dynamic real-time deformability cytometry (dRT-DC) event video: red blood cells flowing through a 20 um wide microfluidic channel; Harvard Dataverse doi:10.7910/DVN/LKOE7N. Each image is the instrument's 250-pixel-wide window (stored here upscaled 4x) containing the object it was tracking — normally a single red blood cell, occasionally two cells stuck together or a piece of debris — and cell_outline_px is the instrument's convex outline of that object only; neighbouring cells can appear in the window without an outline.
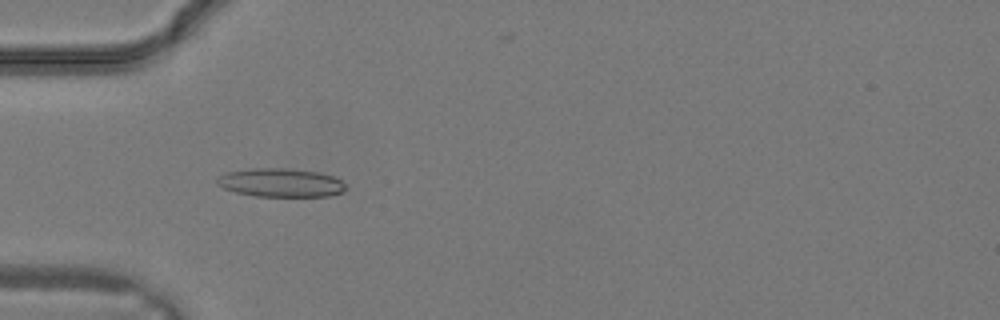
{"species": "common noctule bat (a hibernating species)", "species_latin": "Nyctalus noctula", "temperature_condition": "warm", "stored_images_in_passage": 31, "camera_frame_rate_fps": 3000, "um_per_image_px": 0.085, "animal": {"sex": "male", "body_mass_g": 19.2, "forearm_length_mm": 51.8}, "frame": {"image": 1, "passage_image": 10, "time_ms": 3.0, "image_size_px": [1000, 320], "cell_outline_px": [[348, 188], [344, 192], [328, 196], [256, 196], [236, 192], [224, 188], [216, 184], [216, 176], [228, 172], [252, 168], [284, 168], [320, 172], [332, 176], [340, 180]], "centroid_in_image_um": [23.86, 15.52], "position_along_channel_um": 61.1, "area_um2": 21.5}}
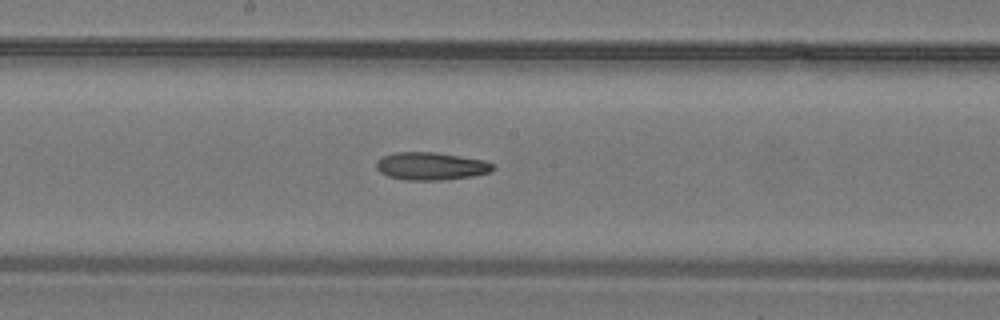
{"frame": {"image": 2, "passage_image": 17, "time_ms": 5.333, "image_size_px": [1000, 320], "cell_outline_px": [[496, 168], [492, 172], [472, 176], [444, 180], [404, 180], [388, 176], [380, 172], [376, 168], [376, 160], [380, 156], [396, 152], [436, 152], [484, 160], [492, 164]], "centroid_in_image_um": [36.61, 14.12], "position_along_channel_um": 211.6, "area_um2": 19.07}}
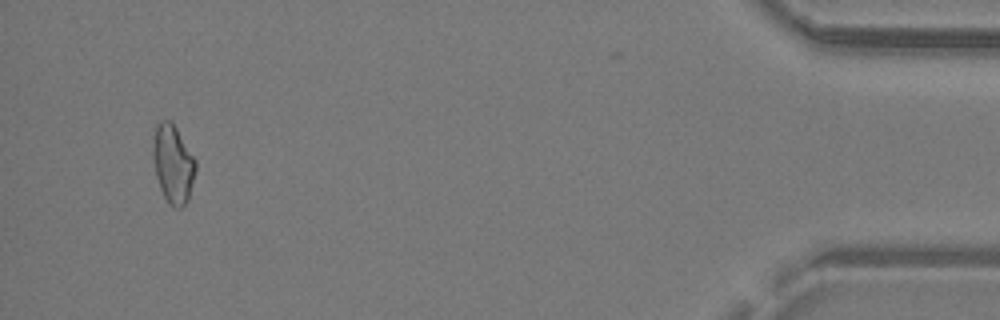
{"frame": {"image": 3, "passage_image": 30, "time_ms": 9.667, "image_size_px": [1000, 320], "cell_outline_px": [[196, 168], [188, 200], [180, 208], [176, 208], [168, 204], [160, 188], [156, 176], [152, 156], [152, 148], [156, 124], [160, 120], [172, 120], [196, 160]], "centroid_in_image_um": [14.69, 13.91], "position_along_channel_um": 420.5, "area_um2": 19.59}}